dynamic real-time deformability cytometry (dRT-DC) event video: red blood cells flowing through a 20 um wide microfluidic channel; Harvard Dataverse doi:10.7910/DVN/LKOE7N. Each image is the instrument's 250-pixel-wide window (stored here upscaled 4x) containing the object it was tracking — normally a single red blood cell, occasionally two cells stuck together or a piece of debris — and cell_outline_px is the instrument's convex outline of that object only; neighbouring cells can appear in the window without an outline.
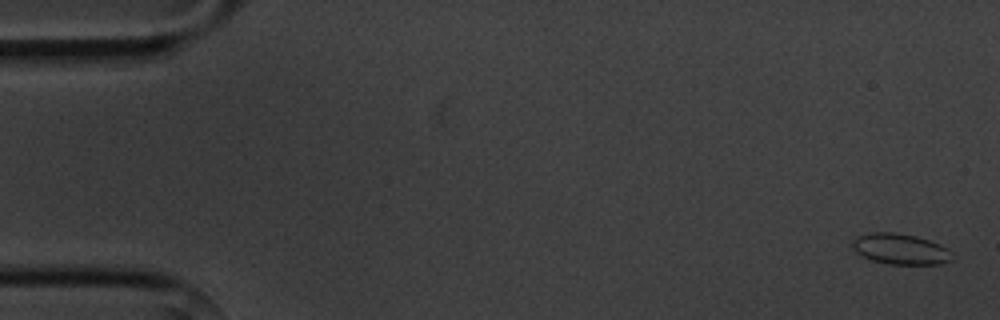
{"species": "common noctule bat (a hibernating species)", "species_latin": "Nyctalus noctula", "temperature_condition": "cold", "stored_images_in_passage": 4, "camera_frame_rate_fps": 3000, "um_per_image_px": 0.085, "animal": {"sex": "male", "body_mass_g": 20.1, "forearm_length_mm": 53.5}, "frame": {"image": 1, "passage_image": 1, "time_ms": 0.0, "image_size_px": [1000, 320], "cell_outline_px": [[956, 256], [952, 260], [940, 264], [888, 264], [872, 260], [856, 252], [848, 244], [856, 236], [868, 232], [896, 232], [916, 236], [940, 244], [948, 248]], "centroid_in_image_um": [76.53, 21.16], "position_along_channel_um": 8.5, "area_um2": 18.26}}